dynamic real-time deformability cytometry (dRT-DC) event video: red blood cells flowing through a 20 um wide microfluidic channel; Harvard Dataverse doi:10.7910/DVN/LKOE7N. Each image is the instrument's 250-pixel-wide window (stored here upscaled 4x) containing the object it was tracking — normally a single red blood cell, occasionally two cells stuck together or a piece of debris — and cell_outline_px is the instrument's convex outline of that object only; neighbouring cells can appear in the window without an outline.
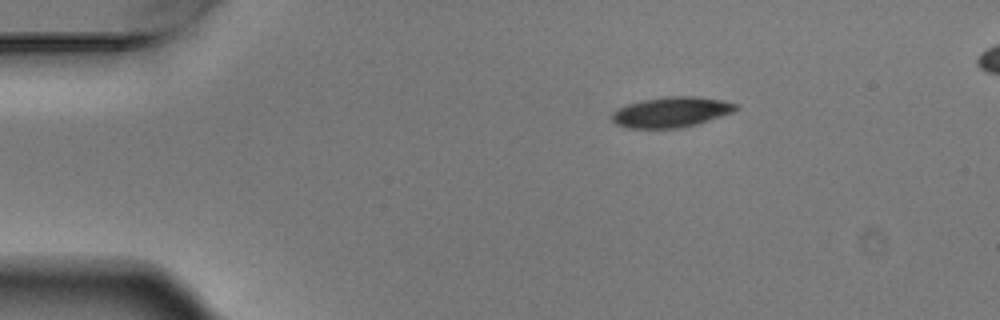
{"species": "Egyptian fruit bat (a non-hibernating species)", "species_latin": "Rousettus aegyptiacus", "temperature_condition": "warm", "stored_images_in_passage": 4, "camera_frame_rate_fps": 3000, "um_per_image_px": 0.085, "animal": {"sex": "male"}, "frame": {"image": 1, "passage_image": 1, "time_ms": 0.0, "image_size_px": [1000, 320], "cell_outline_px": [[740, 108], [732, 112], [696, 124], [680, 128], [628, 128], [616, 124], [608, 116], [616, 108], [628, 104], [644, 100], [664, 96], [696, 96], [720, 100], [736, 104]], "centroid_in_image_um": [56.99, 9.53], "position_along_channel_um": 28.0, "area_um2": 21.91}}